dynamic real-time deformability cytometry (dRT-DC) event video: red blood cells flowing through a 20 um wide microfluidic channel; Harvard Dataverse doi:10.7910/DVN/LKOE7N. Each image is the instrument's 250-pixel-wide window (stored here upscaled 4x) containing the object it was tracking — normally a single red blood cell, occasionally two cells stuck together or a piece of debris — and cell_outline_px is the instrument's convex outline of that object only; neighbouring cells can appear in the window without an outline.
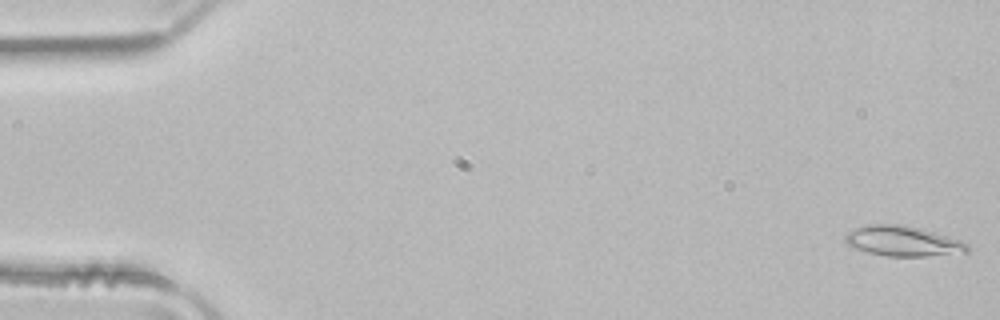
{"species": "common noctule bat (a hibernating species)", "species_latin": "Nyctalus noctula", "temperature_condition": "room temperature", "stored_images_in_passage": 5, "camera_frame_rate_fps": 3000, "um_per_image_px": 0.085, "animal": {"sex": "male", "body_mass_g": 21.5, "forearm_length_mm": 52.0}, "frame": {"image": 1, "passage_image": 1, "time_ms": 0.0, "image_size_px": [1000, 320], "cell_outline_px": [[968, 252], [928, 256], [884, 256], [852, 248], [844, 240], [844, 236], [848, 232], [864, 224], [900, 224], [920, 228], [960, 240], [968, 244]], "centroid_in_image_um": [76.7, 20.49], "position_along_channel_um": 8.3, "area_um2": 21.5}}
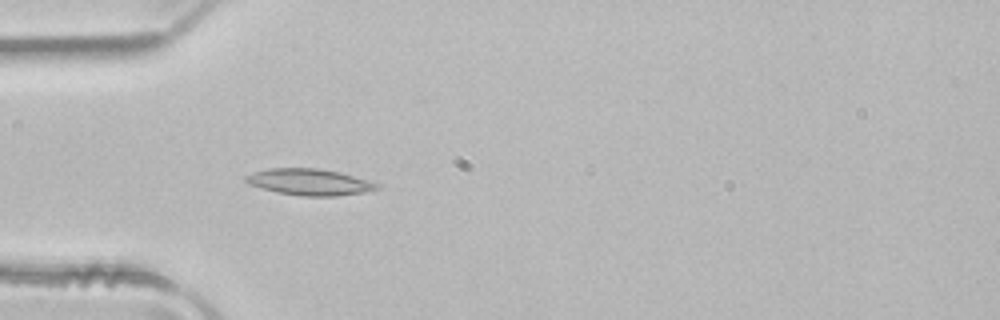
{"frame": {"image": 2, "passage_image": 5, "time_ms": 1.333, "image_size_px": [1000, 320], "cell_outline_px": [[380, 188], [364, 192], [336, 196], [304, 196], [280, 192], [248, 184], [244, 180], [244, 176], [268, 168], [316, 168], [340, 172], [380, 184]], "centroid_in_image_um": [26.32, 15.46], "position_along_channel_um": 58.7, "area_um2": 19.88}}